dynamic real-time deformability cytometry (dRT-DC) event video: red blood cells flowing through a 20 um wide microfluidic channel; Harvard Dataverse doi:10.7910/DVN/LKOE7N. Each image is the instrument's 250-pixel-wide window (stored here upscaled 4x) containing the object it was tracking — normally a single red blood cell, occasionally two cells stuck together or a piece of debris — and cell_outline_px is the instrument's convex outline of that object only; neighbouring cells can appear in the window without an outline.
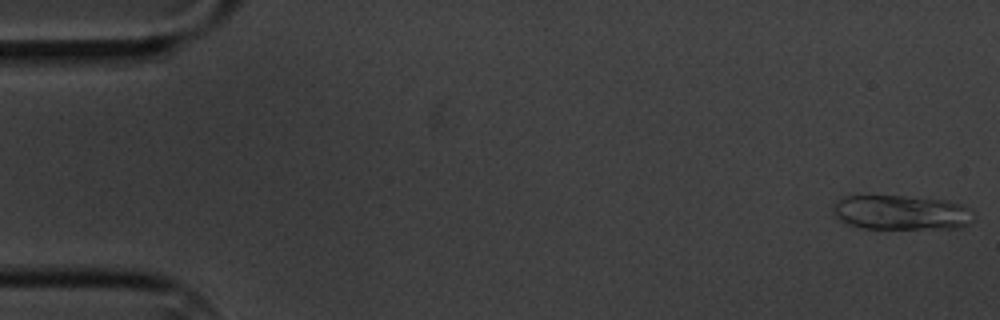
{"species": "common noctule bat (a hibernating species)", "species_latin": "Nyctalus noctula", "temperature_condition": "cold", "stored_images_in_passage": 5, "camera_frame_rate_fps": 3000, "um_per_image_px": 0.085, "animal": {"sex": "male", "body_mass_g": 20.1, "forearm_length_mm": 53.5}, "frame": {"image": 1, "passage_image": 1, "time_ms": 0.0, "image_size_px": [1000, 320], "cell_outline_px": [[972, 220], [968, 224], [960, 228], [864, 228], [848, 224], [836, 220], [832, 212], [832, 208], [836, 200], [848, 196], [904, 196], [944, 200], [960, 204], [972, 208]], "centroid_in_image_um": [76.57, 18.06], "position_along_channel_um": 8.4, "area_um2": 28.44}}